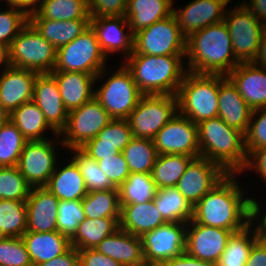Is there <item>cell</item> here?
Listing matches in <instances>:
<instances>
[{
	"instance_id": "7a4b0ae2",
	"label": "cell",
	"mask_w": 266,
	"mask_h": 266,
	"mask_svg": "<svg viewBox=\"0 0 266 266\" xmlns=\"http://www.w3.org/2000/svg\"><path fill=\"white\" fill-rule=\"evenodd\" d=\"M187 71L227 76L240 62L235 58L224 21L192 33L186 40Z\"/></svg>"
},
{
	"instance_id": "f1b7e54d",
	"label": "cell",
	"mask_w": 266,
	"mask_h": 266,
	"mask_svg": "<svg viewBox=\"0 0 266 266\" xmlns=\"http://www.w3.org/2000/svg\"><path fill=\"white\" fill-rule=\"evenodd\" d=\"M64 165L61 167L56 165L45 187L59 200H82L88 194V190L78 165L72 158Z\"/></svg>"
},
{
	"instance_id": "52a82bcc",
	"label": "cell",
	"mask_w": 266,
	"mask_h": 266,
	"mask_svg": "<svg viewBox=\"0 0 266 266\" xmlns=\"http://www.w3.org/2000/svg\"><path fill=\"white\" fill-rule=\"evenodd\" d=\"M106 55L89 26L73 41L57 49L53 72H85L97 75L106 67Z\"/></svg>"
},
{
	"instance_id": "e0dca14e",
	"label": "cell",
	"mask_w": 266,
	"mask_h": 266,
	"mask_svg": "<svg viewBox=\"0 0 266 266\" xmlns=\"http://www.w3.org/2000/svg\"><path fill=\"white\" fill-rule=\"evenodd\" d=\"M233 233L190 221L186 229L185 252L199 260L217 263Z\"/></svg>"
},
{
	"instance_id": "277c9868",
	"label": "cell",
	"mask_w": 266,
	"mask_h": 266,
	"mask_svg": "<svg viewBox=\"0 0 266 266\" xmlns=\"http://www.w3.org/2000/svg\"><path fill=\"white\" fill-rule=\"evenodd\" d=\"M200 156L220 165L228 174H239L246 162L245 136L219 116L197 124Z\"/></svg>"
},
{
	"instance_id": "d6a6232c",
	"label": "cell",
	"mask_w": 266,
	"mask_h": 266,
	"mask_svg": "<svg viewBox=\"0 0 266 266\" xmlns=\"http://www.w3.org/2000/svg\"><path fill=\"white\" fill-rule=\"evenodd\" d=\"M88 0H40L29 19L68 21L90 19Z\"/></svg>"
},
{
	"instance_id": "e575fe53",
	"label": "cell",
	"mask_w": 266,
	"mask_h": 266,
	"mask_svg": "<svg viewBox=\"0 0 266 266\" xmlns=\"http://www.w3.org/2000/svg\"><path fill=\"white\" fill-rule=\"evenodd\" d=\"M119 228L120 218H85L79 223L77 231L70 239L71 246L76 250L95 249L104 238Z\"/></svg>"
},
{
	"instance_id": "60d3db41",
	"label": "cell",
	"mask_w": 266,
	"mask_h": 266,
	"mask_svg": "<svg viewBox=\"0 0 266 266\" xmlns=\"http://www.w3.org/2000/svg\"><path fill=\"white\" fill-rule=\"evenodd\" d=\"M0 228L5 237H22L27 232L26 201L0 199Z\"/></svg>"
},
{
	"instance_id": "94428289",
	"label": "cell",
	"mask_w": 266,
	"mask_h": 266,
	"mask_svg": "<svg viewBox=\"0 0 266 266\" xmlns=\"http://www.w3.org/2000/svg\"><path fill=\"white\" fill-rule=\"evenodd\" d=\"M253 63L266 69V26L263 30L261 42L259 44V50Z\"/></svg>"
},
{
	"instance_id": "83f0119b",
	"label": "cell",
	"mask_w": 266,
	"mask_h": 266,
	"mask_svg": "<svg viewBox=\"0 0 266 266\" xmlns=\"http://www.w3.org/2000/svg\"><path fill=\"white\" fill-rule=\"evenodd\" d=\"M22 239L26 245L32 265L61 256L72 247L70 239L58 231L26 232L22 235Z\"/></svg>"
},
{
	"instance_id": "484cf974",
	"label": "cell",
	"mask_w": 266,
	"mask_h": 266,
	"mask_svg": "<svg viewBox=\"0 0 266 266\" xmlns=\"http://www.w3.org/2000/svg\"><path fill=\"white\" fill-rule=\"evenodd\" d=\"M95 249L122 266H146L141 238L121 228L104 238Z\"/></svg>"
},
{
	"instance_id": "2e32d148",
	"label": "cell",
	"mask_w": 266,
	"mask_h": 266,
	"mask_svg": "<svg viewBox=\"0 0 266 266\" xmlns=\"http://www.w3.org/2000/svg\"><path fill=\"white\" fill-rule=\"evenodd\" d=\"M227 175L220 165L200 156L189 163L176 188L194 206Z\"/></svg>"
},
{
	"instance_id": "9c48e42d",
	"label": "cell",
	"mask_w": 266,
	"mask_h": 266,
	"mask_svg": "<svg viewBox=\"0 0 266 266\" xmlns=\"http://www.w3.org/2000/svg\"><path fill=\"white\" fill-rule=\"evenodd\" d=\"M177 113V95H142L127 121L133 137L153 140Z\"/></svg>"
},
{
	"instance_id": "4316f807",
	"label": "cell",
	"mask_w": 266,
	"mask_h": 266,
	"mask_svg": "<svg viewBox=\"0 0 266 266\" xmlns=\"http://www.w3.org/2000/svg\"><path fill=\"white\" fill-rule=\"evenodd\" d=\"M120 228L141 237L146 232L165 224L153 200L138 204H120Z\"/></svg>"
},
{
	"instance_id": "f35d334b",
	"label": "cell",
	"mask_w": 266,
	"mask_h": 266,
	"mask_svg": "<svg viewBox=\"0 0 266 266\" xmlns=\"http://www.w3.org/2000/svg\"><path fill=\"white\" fill-rule=\"evenodd\" d=\"M130 173H150L158 157L151 139L133 137L122 151Z\"/></svg>"
},
{
	"instance_id": "d6986e66",
	"label": "cell",
	"mask_w": 266,
	"mask_h": 266,
	"mask_svg": "<svg viewBox=\"0 0 266 266\" xmlns=\"http://www.w3.org/2000/svg\"><path fill=\"white\" fill-rule=\"evenodd\" d=\"M90 26L94 30L101 50L106 57L109 53L118 51L123 54L122 56L125 54V59L133 52L134 34L125 16L90 18Z\"/></svg>"
},
{
	"instance_id": "4fadbf2b",
	"label": "cell",
	"mask_w": 266,
	"mask_h": 266,
	"mask_svg": "<svg viewBox=\"0 0 266 266\" xmlns=\"http://www.w3.org/2000/svg\"><path fill=\"white\" fill-rule=\"evenodd\" d=\"M185 222L165 223L140 238L146 266H159L167 260L180 256L186 249Z\"/></svg>"
},
{
	"instance_id": "d4e9b609",
	"label": "cell",
	"mask_w": 266,
	"mask_h": 266,
	"mask_svg": "<svg viewBox=\"0 0 266 266\" xmlns=\"http://www.w3.org/2000/svg\"><path fill=\"white\" fill-rule=\"evenodd\" d=\"M218 104V116L228 126L245 134L249 126L252 109L225 75H219Z\"/></svg>"
},
{
	"instance_id": "6da1fadb",
	"label": "cell",
	"mask_w": 266,
	"mask_h": 266,
	"mask_svg": "<svg viewBox=\"0 0 266 266\" xmlns=\"http://www.w3.org/2000/svg\"><path fill=\"white\" fill-rule=\"evenodd\" d=\"M237 175L228 174L193 206L192 222L235 233L255 221L260 202L244 194Z\"/></svg>"
},
{
	"instance_id": "8992f818",
	"label": "cell",
	"mask_w": 266,
	"mask_h": 266,
	"mask_svg": "<svg viewBox=\"0 0 266 266\" xmlns=\"http://www.w3.org/2000/svg\"><path fill=\"white\" fill-rule=\"evenodd\" d=\"M57 49L28 22L12 40L9 47L11 66L28 69L38 74L53 72Z\"/></svg>"
},
{
	"instance_id": "ba28073f",
	"label": "cell",
	"mask_w": 266,
	"mask_h": 266,
	"mask_svg": "<svg viewBox=\"0 0 266 266\" xmlns=\"http://www.w3.org/2000/svg\"><path fill=\"white\" fill-rule=\"evenodd\" d=\"M186 40L187 38L181 32L172 13L170 16L136 32L131 54L186 55Z\"/></svg>"
},
{
	"instance_id": "836d02e7",
	"label": "cell",
	"mask_w": 266,
	"mask_h": 266,
	"mask_svg": "<svg viewBox=\"0 0 266 266\" xmlns=\"http://www.w3.org/2000/svg\"><path fill=\"white\" fill-rule=\"evenodd\" d=\"M253 223H256V225H254ZM252 228H254L253 231ZM261 235L262 229L258 219H255V222L253 221L245 229L233 233L216 265L245 266L253 243Z\"/></svg>"
},
{
	"instance_id": "bcb514c9",
	"label": "cell",
	"mask_w": 266,
	"mask_h": 266,
	"mask_svg": "<svg viewBox=\"0 0 266 266\" xmlns=\"http://www.w3.org/2000/svg\"><path fill=\"white\" fill-rule=\"evenodd\" d=\"M7 6L0 10V43L10 47L12 40L29 22V13L19 6Z\"/></svg>"
},
{
	"instance_id": "680465c9",
	"label": "cell",
	"mask_w": 266,
	"mask_h": 266,
	"mask_svg": "<svg viewBox=\"0 0 266 266\" xmlns=\"http://www.w3.org/2000/svg\"><path fill=\"white\" fill-rule=\"evenodd\" d=\"M159 266H217L216 263L199 260L188 255L186 252L180 256L167 260Z\"/></svg>"
},
{
	"instance_id": "7dc6e473",
	"label": "cell",
	"mask_w": 266,
	"mask_h": 266,
	"mask_svg": "<svg viewBox=\"0 0 266 266\" xmlns=\"http://www.w3.org/2000/svg\"><path fill=\"white\" fill-rule=\"evenodd\" d=\"M57 212V231L71 239L79 223L85 219L82 200H60Z\"/></svg>"
},
{
	"instance_id": "3957f363",
	"label": "cell",
	"mask_w": 266,
	"mask_h": 266,
	"mask_svg": "<svg viewBox=\"0 0 266 266\" xmlns=\"http://www.w3.org/2000/svg\"><path fill=\"white\" fill-rule=\"evenodd\" d=\"M185 56L130 54L123 63L143 95H177L187 73Z\"/></svg>"
},
{
	"instance_id": "1f68e13d",
	"label": "cell",
	"mask_w": 266,
	"mask_h": 266,
	"mask_svg": "<svg viewBox=\"0 0 266 266\" xmlns=\"http://www.w3.org/2000/svg\"><path fill=\"white\" fill-rule=\"evenodd\" d=\"M10 121L19 129L28 141L45 140L44 132L47 129L53 133V136L60 137L59 134L48 124L40 108L29 101L10 113Z\"/></svg>"
},
{
	"instance_id": "b9f144b4",
	"label": "cell",
	"mask_w": 266,
	"mask_h": 266,
	"mask_svg": "<svg viewBox=\"0 0 266 266\" xmlns=\"http://www.w3.org/2000/svg\"><path fill=\"white\" fill-rule=\"evenodd\" d=\"M27 141L10 120L2 125L0 127V167L17 166Z\"/></svg>"
},
{
	"instance_id": "ab89813d",
	"label": "cell",
	"mask_w": 266,
	"mask_h": 266,
	"mask_svg": "<svg viewBox=\"0 0 266 266\" xmlns=\"http://www.w3.org/2000/svg\"><path fill=\"white\" fill-rule=\"evenodd\" d=\"M157 187L150 173H130L118 187L120 204H142L154 199Z\"/></svg>"
},
{
	"instance_id": "be15d7a7",
	"label": "cell",
	"mask_w": 266,
	"mask_h": 266,
	"mask_svg": "<svg viewBox=\"0 0 266 266\" xmlns=\"http://www.w3.org/2000/svg\"><path fill=\"white\" fill-rule=\"evenodd\" d=\"M1 65L3 66L2 69H6L8 66H10L9 47L3 43H0V66Z\"/></svg>"
},
{
	"instance_id": "d590c367",
	"label": "cell",
	"mask_w": 266,
	"mask_h": 266,
	"mask_svg": "<svg viewBox=\"0 0 266 266\" xmlns=\"http://www.w3.org/2000/svg\"><path fill=\"white\" fill-rule=\"evenodd\" d=\"M153 201L166 223L192 220L193 206L176 187L158 189Z\"/></svg>"
},
{
	"instance_id": "7c38bea8",
	"label": "cell",
	"mask_w": 266,
	"mask_h": 266,
	"mask_svg": "<svg viewBox=\"0 0 266 266\" xmlns=\"http://www.w3.org/2000/svg\"><path fill=\"white\" fill-rule=\"evenodd\" d=\"M112 118L103 106L93 97L81 107L68 112L65 128L59 133L63 148H80L108 124Z\"/></svg>"
},
{
	"instance_id": "cb8c5ba5",
	"label": "cell",
	"mask_w": 266,
	"mask_h": 266,
	"mask_svg": "<svg viewBox=\"0 0 266 266\" xmlns=\"http://www.w3.org/2000/svg\"><path fill=\"white\" fill-rule=\"evenodd\" d=\"M105 68L97 75L85 72H51L57 81L64 107L68 112L81 107L94 97L93 86L105 76Z\"/></svg>"
},
{
	"instance_id": "816d5d0a",
	"label": "cell",
	"mask_w": 266,
	"mask_h": 266,
	"mask_svg": "<svg viewBox=\"0 0 266 266\" xmlns=\"http://www.w3.org/2000/svg\"><path fill=\"white\" fill-rule=\"evenodd\" d=\"M128 0H88L91 18L125 16Z\"/></svg>"
},
{
	"instance_id": "ee69618b",
	"label": "cell",
	"mask_w": 266,
	"mask_h": 266,
	"mask_svg": "<svg viewBox=\"0 0 266 266\" xmlns=\"http://www.w3.org/2000/svg\"><path fill=\"white\" fill-rule=\"evenodd\" d=\"M132 130L127 119H112L95 138L84 145H108L122 152L132 140Z\"/></svg>"
},
{
	"instance_id": "5b68a950",
	"label": "cell",
	"mask_w": 266,
	"mask_h": 266,
	"mask_svg": "<svg viewBox=\"0 0 266 266\" xmlns=\"http://www.w3.org/2000/svg\"><path fill=\"white\" fill-rule=\"evenodd\" d=\"M218 74L187 71L177 92L178 112L195 124L218 116Z\"/></svg>"
},
{
	"instance_id": "603a6c76",
	"label": "cell",
	"mask_w": 266,
	"mask_h": 266,
	"mask_svg": "<svg viewBox=\"0 0 266 266\" xmlns=\"http://www.w3.org/2000/svg\"><path fill=\"white\" fill-rule=\"evenodd\" d=\"M252 109L266 108V69L253 62L239 63L227 76Z\"/></svg>"
},
{
	"instance_id": "f907efd6",
	"label": "cell",
	"mask_w": 266,
	"mask_h": 266,
	"mask_svg": "<svg viewBox=\"0 0 266 266\" xmlns=\"http://www.w3.org/2000/svg\"><path fill=\"white\" fill-rule=\"evenodd\" d=\"M100 169L104 172L111 183L118 188L130 175V171L127 162L120 152L97 161Z\"/></svg>"
},
{
	"instance_id": "6f0895ef",
	"label": "cell",
	"mask_w": 266,
	"mask_h": 266,
	"mask_svg": "<svg viewBox=\"0 0 266 266\" xmlns=\"http://www.w3.org/2000/svg\"><path fill=\"white\" fill-rule=\"evenodd\" d=\"M33 266H79L78 250L71 247L63 255Z\"/></svg>"
},
{
	"instance_id": "db71d44e",
	"label": "cell",
	"mask_w": 266,
	"mask_h": 266,
	"mask_svg": "<svg viewBox=\"0 0 266 266\" xmlns=\"http://www.w3.org/2000/svg\"><path fill=\"white\" fill-rule=\"evenodd\" d=\"M79 266H122L96 249L78 250Z\"/></svg>"
},
{
	"instance_id": "91938a15",
	"label": "cell",
	"mask_w": 266,
	"mask_h": 266,
	"mask_svg": "<svg viewBox=\"0 0 266 266\" xmlns=\"http://www.w3.org/2000/svg\"><path fill=\"white\" fill-rule=\"evenodd\" d=\"M242 3L252 14L263 24L266 25V0H249Z\"/></svg>"
},
{
	"instance_id": "8fae6325",
	"label": "cell",
	"mask_w": 266,
	"mask_h": 266,
	"mask_svg": "<svg viewBox=\"0 0 266 266\" xmlns=\"http://www.w3.org/2000/svg\"><path fill=\"white\" fill-rule=\"evenodd\" d=\"M230 33L235 58L240 63L253 62L259 50L265 24L242 3L227 9L223 19Z\"/></svg>"
},
{
	"instance_id": "5bb4252c",
	"label": "cell",
	"mask_w": 266,
	"mask_h": 266,
	"mask_svg": "<svg viewBox=\"0 0 266 266\" xmlns=\"http://www.w3.org/2000/svg\"><path fill=\"white\" fill-rule=\"evenodd\" d=\"M53 143L50 139L26 142L16 167L31 187L46 186L55 171L58 157Z\"/></svg>"
},
{
	"instance_id": "9f6ffc18",
	"label": "cell",
	"mask_w": 266,
	"mask_h": 266,
	"mask_svg": "<svg viewBox=\"0 0 266 266\" xmlns=\"http://www.w3.org/2000/svg\"><path fill=\"white\" fill-rule=\"evenodd\" d=\"M80 149L90 158L96 161L107 157H112L113 155L120 153L115 146L108 145H83L80 147Z\"/></svg>"
},
{
	"instance_id": "e7e4bbea",
	"label": "cell",
	"mask_w": 266,
	"mask_h": 266,
	"mask_svg": "<svg viewBox=\"0 0 266 266\" xmlns=\"http://www.w3.org/2000/svg\"><path fill=\"white\" fill-rule=\"evenodd\" d=\"M8 120H10V114L0 104V127L4 125Z\"/></svg>"
},
{
	"instance_id": "44dd1931",
	"label": "cell",
	"mask_w": 266,
	"mask_h": 266,
	"mask_svg": "<svg viewBox=\"0 0 266 266\" xmlns=\"http://www.w3.org/2000/svg\"><path fill=\"white\" fill-rule=\"evenodd\" d=\"M59 199L45 186L31 187L27 208V232L57 231Z\"/></svg>"
},
{
	"instance_id": "9a60e30c",
	"label": "cell",
	"mask_w": 266,
	"mask_h": 266,
	"mask_svg": "<svg viewBox=\"0 0 266 266\" xmlns=\"http://www.w3.org/2000/svg\"><path fill=\"white\" fill-rule=\"evenodd\" d=\"M158 154H182L200 157L197 124L179 112L153 139Z\"/></svg>"
},
{
	"instance_id": "f6af8a7d",
	"label": "cell",
	"mask_w": 266,
	"mask_h": 266,
	"mask_svg": "<svg viewBox=\"0 0 266 266\" xmlns=\"http://www.w3.org/2000/svg\"><path fill=\"white\" fill-rule=\"evenodd\" d=\"M30 190L16 166L0 167V199L26 201Z\"/></svg>"
},
{
	"instance_id": "f5cc1de1",
	"label": "cell",
	"mask_w": 266,
	"mask_h": 266,
	"mask_svg": "<svg viewBox=\"0 0 266 266\" xmlns=\"http://www.w3.org/2000/svg\"><path fill=\"white\" fill-rule=\"evenodd\" d=\"M258 172L259 177L266 183V148L254 149L247 151L246 162L244 167L239 172L253 170ZM256 170V171H255Z\"/></svg>"
},
{
	"instance_id": "7402d4cb",
	"label": "cell",
	"mask_w": 266,
	"mask_h": 266,
	"mask_svg": "<svg viewBox=\"0 0 266 266\" xmlns=\"http://www.w3.org/2000/svg\"><path fill=\"white\" fill-rule=\"evenodd\" d=\"M37 74L11 65L0 72V104L9 114L22 104L32 101Z\"/></svg>"
},
{
	"instance_id": "ffe728a7",
	"label": "cell",
	"mask_w": 266,
	"mask_h": 266,
	"mask_svg": "<svg viewBox=\"0 0 266 266\" xmlns=\"http://www.w3.org/2000/svg\"><path fill=\"white\" fill-rule=\"evenodd\" d=\"M32 101L40 108L48 124L59 134L67 124L68 111L64 107L57 81L51 73L37 74Z\"/></svg>"
},
{
	"instance_id": "ac0fdd59",
	"label": "cell",
	"mask_w": 266,
	"mask_h": 266,
	"mask_svg": "<svg viewBox=\"0 0 266 266\" xmlns=\"http://www.w3.org/2000/svg\"><path fill=\"white\" fill-rule=\"evenodd\" d=\"M231 0H192L182 9L177 10L173 4V14L178 26L187 38L192 33L209 25L222 22L225 7Z\"/></svg>"
},
{
	"instance_id": "03108f58",
	"label": "cell",
	"mask_w": 266,
	"mask_h": 266,
	"mask_svg": "<svg viewBox=\"0 0 266 266\" xmlns=\"http://www.w3.org/2000/svg\"><path fill=\"white\" fill-rule=\"evenodd\" d=\"M262 209L260 208V205L258 206V211H257V215H256V219H266V213L261 214ZM263 216V217H262Z\"/></svg>"
},
{
	"instance_id": "30bf717a",
	"label": "cell",
	"mask_w": 266,
	"mask_h": 266,
	"mask_svg": "<svg viewBox=\"0 0 266 266\" xmlns=\"http://www.w3.org/2000/svg\"><path fill=\"white\" fill-rule=\"evenodd\" d=\"M106 79L99 89L94 90V98L112 119H127L143 94L124 64Z\"/></svg>"
},
{
	"instance_id": "681fc988",
	"label": "cell",
	"mask_w": 266,
	"mask_h": 266,
	"mask_svg": "<svg viewBox=\"0 0 266 266\" xmlns=\"http://www.w3.org/2000/svg\"><path fill=\"white\" fill-rule=\"evenodd\" d=\"M244 136L246 152L266 148V108L252 110L249 126Z\"/></svg>"
},
{
	"instance_id": "4dcf8cb0",
	"label": "cell",
	"mask_w": 266,
	"mask_h": 266,
	"mask_svg": "<svg viewBox=\"0 0 266 266\" xmlns=\"http://www.w3.org/2000/svg\"><path fill=\"white\" fill-rule=\"evenodd\" d=\"M29 22L56 49L73 41L90 26V19L68 21L29 19Z\"/></svg>"
},
{
	"instance_id": "6125c7cd",
	"label": "cell",
	"mask_w": 266,
	"mask_h": 266,
	"mask_svg": "<svg viewBox=\"0 0 266 266\" xmlns=\"http://www.w3.org/2000/svg\"><path fill=\"white\" fill-rule=\"evenodd\" d=\"M7 5L19 6L25 9L28 13L33 11L39 4L40 0H4Z\"/></svg>"
},
{
	"instance_id": "11a10c76",
	"label": "cell",
	"mask_w": 266,
	"mask_h": 266,
	"mask_svg": "<svg viewBox=\"0 0 266 266\" xmlns=\"http://www.w3.org/2000/svg\"><path fill=\"white\" fill-rule=\"evenodd\" d=\"M245 266H266V237L263 234L253 243Z\"/></svg>"
},
{
	"instance_id": "74e56055",
	"label": "cell",
	"mask_w": 266,
	"mask_h": 266,
	"mask_svg": "<svg viewBox=\"0 0 266 266\" xmlns=\"http://www.w3.org/2000/svg\"><path fill=\"white\" fill-rule=\"evenodd\" d=\"M85 218H120L121 206L118 188L91 191L82 199Z\"/></svg>"
},
{
	"instance_id": "8d00e7d4",
	"label": "cell",
	"mask_w": 266,
	"mask_h": 266,
	"mask_svg": "<svg viewBox=\"0 0 266 266\" xmlns=\"http://www.w3.org/2000/svg\"><path fill=\"white\" fill-rule=\"evenodd\" d=\"M194 157L182 154H158L151 176L157 189L176 187Z\"/></svg>"
},
{
	"instance_id": "7bdbcfd3",
	"label": "cell",
	"mask_w": 266,
	"mask_h": 266,
	"mask_svg": "<svg viewBox=\"0 0 266 266\" xmlns=\"http://www.w3.org/2000/svg\"><path fill=\"white\" fill-rule=\"evenodd\" d=\"M69 150L73 151L71 158L78 165L88 192L116 188L100 169L96 160L90 158L80 148H71Z\"/></svg>"
},
{
	"instance_id": "003e7915",
	"label": "cell",
	"mask_w": 266,
	"mask_h": 266,
	"mask_svg": "<svg viewBox=\"0 0 266 266\" xmlns=\"http://www.w3.org/2000/svg\"><path fill=\"white\" fill-rule=\"evenodd\" d=\"M3 238H5V236L3 235L1 228H0V240H2Z\"/></svg>"
},
{
	"instance_id": "f546056e",
	"label": "cell",
	"mask_w": 266,
	"mask_h": 266,
	"mask_svg": "<svg viewBox=\"0 0 266 266\" xmlns=\"http://www.w3.org/2000/svg\"><path fill=\"white\" fill-rule=\"evenodd\" d=\"M173 0H128L125 17L133 34L170 16Z\"/></svg>"
},
{
	"instance_id": "c3c4849f",
	"label": "cell",
	"mask_w": 266,
	"mask_h": 266,
	"mask_svg": "<svg viewBox=\"0 0 266 266\" xmlns=\"http://www.w3.org/2000/svg\"><path fill=\"white\" fill-rule=\"evenodd\" d=\"M0 266H33L22 237L0 240Z\"/></svg>"
}]
</instances>
